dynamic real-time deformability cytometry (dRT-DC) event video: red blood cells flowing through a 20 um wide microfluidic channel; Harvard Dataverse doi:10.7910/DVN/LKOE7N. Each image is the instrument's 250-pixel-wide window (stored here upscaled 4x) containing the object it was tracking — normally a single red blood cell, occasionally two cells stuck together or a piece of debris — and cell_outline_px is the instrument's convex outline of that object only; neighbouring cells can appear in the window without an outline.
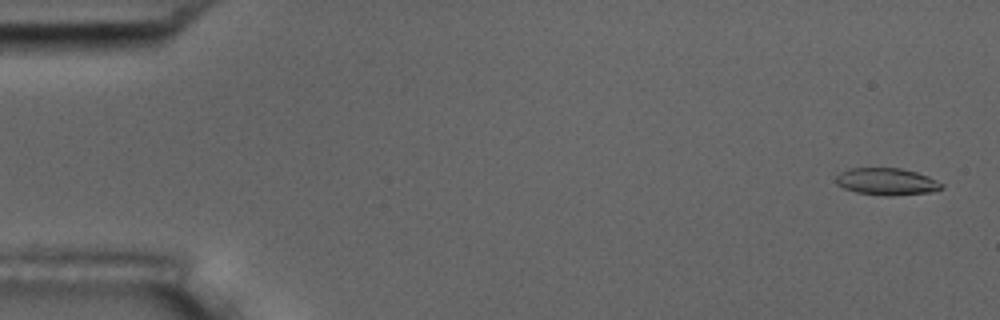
{"species": "common noctule bat (a hibernating species)", "species_latin": "Nyctalus noctula", "temperature_condition": "room temperature", "stored_images_in_passage": 4, "camera_frame_rate_fps": 3000, "um_per_image_px": 0.085, "animal": {"sex": "male", "body_mass_g": 17.5, "forearm_length_mm": 52.3}, "frame": {"image": 1, "passage_image": 1, "time_ms": 0.0, "image_size_px": [1000, 320], "cell_outline_px": [[944, 188], [932, 192], [892, 196], [884, 196], [856, 192], [844, 188], [836, 184], [836, 176], [840, 172], [848, 168], [900, 168], [916, 172], [928, 176], [944, 184]], "centroid_in_image_um": [75.38, 15.44], "position_along_channel_um": 9.6, "area_um2": 16.82}}
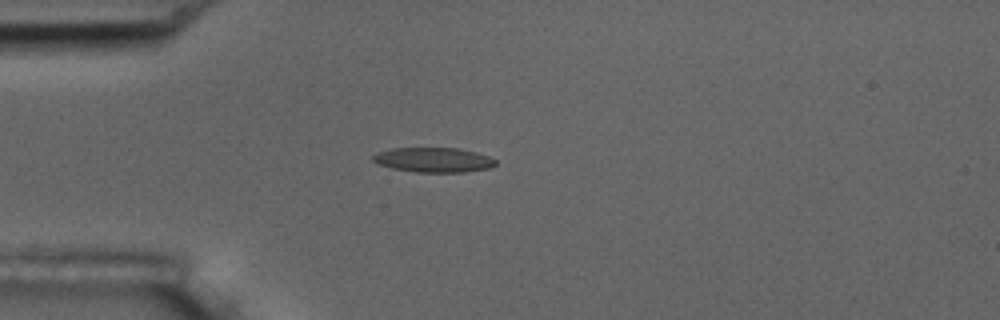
{"frame": {"image": 2, "passage_image": 4, "time_ms": 4.333, "image_size_px": [1000, 320], "cell_outline_px": [[496, 164], [492, 168], [464, 172], [416, 172], [392, 168], [376, 164], [372, 160], [372, 156], [380, 152], [392, 148], [456, 148], [476, 152], [488, 156], [496, 160]], "centroid_in_image_um": [36.86, 13.59], "position_along_channel_um": 48.1, "area_um2": 17.69}}